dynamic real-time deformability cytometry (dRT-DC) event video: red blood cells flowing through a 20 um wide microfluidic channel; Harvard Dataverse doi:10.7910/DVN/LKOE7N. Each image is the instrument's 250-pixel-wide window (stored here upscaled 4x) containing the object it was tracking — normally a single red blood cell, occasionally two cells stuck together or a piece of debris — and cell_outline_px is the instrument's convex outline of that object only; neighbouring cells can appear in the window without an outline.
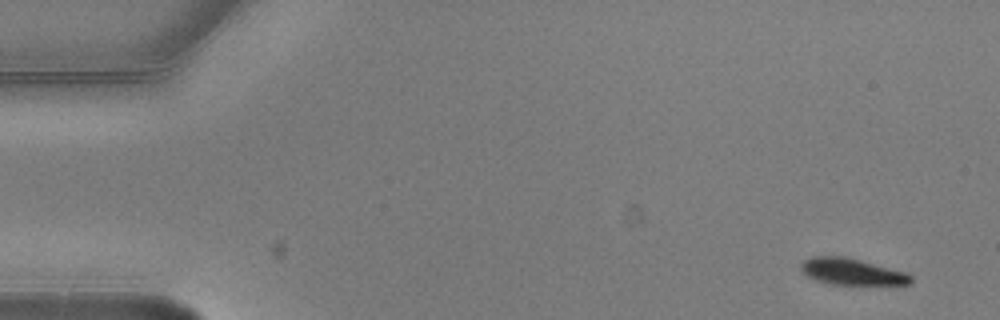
{"species": "common noctule bat (a hibernating species)", "species_latin": "Nyctalus noctula", "temperature_condition": "warm", "stored_images_in_passage": 4, "camera_frame_rate_fps": 3000, "um_per_image_px": 0.085, "animal": {"sex": "male", "body_mass_g": 20.5, "forearm_length_mm": 52.5}, "frame": {"image": 1, "passage_image": 1, "time_ms": 0.0, "image_size_px": [1000, 320], "cell_outline_px": [[912, 284], [832, 284], [816, 280], [808, 276], [800, 268], [800, 264], [804, 260], [812, 256], [844, 256], [908, 272], [912, 276]], "centroid_in_image_um": [72.42, 23.08], "position_along_channel_um": 12.6, "area_um2": 16.88}}